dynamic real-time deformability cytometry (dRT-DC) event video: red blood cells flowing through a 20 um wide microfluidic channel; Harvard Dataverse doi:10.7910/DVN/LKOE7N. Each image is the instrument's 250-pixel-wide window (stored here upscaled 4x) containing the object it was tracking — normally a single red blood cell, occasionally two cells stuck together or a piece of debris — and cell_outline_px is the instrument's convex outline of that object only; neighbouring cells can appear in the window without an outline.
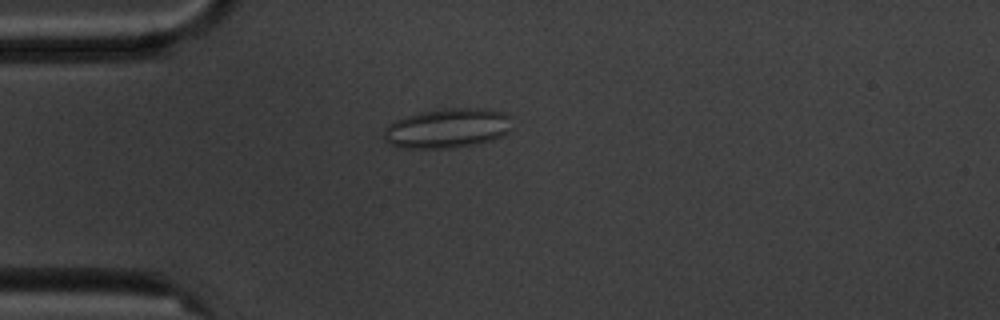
{"species": "common noctule bat (a hibernating species)", "species_latin": "Nyctalus noctula", "temperature_condition": "cold", "stored_images_in_passage": 10, "camera_frame_rate_fps": 3000, "um_per_image_px": 0.085, "animal": {"sex": "male", "body_mass_g": 20.1, "forearm_length_mm": 53.5}, "frame": {"image": 1, "passage_image": 4, "time_ms": 3.667, "image_size_px": [1000, 320], "cell_outline_px": [[512, 116], [508, 132], [492, 140], [476, 144], [452, 148], [400, 148], [388, 144], [384, 140], [384, 128], [396, 120], [408, 116], [424, 112], [452, 108], [484, 108], [504, 112]], "centroid_in_image_um": [38.04, 10.91], "position_along_channel_um": 47.0, "area_um2": 29.54}}
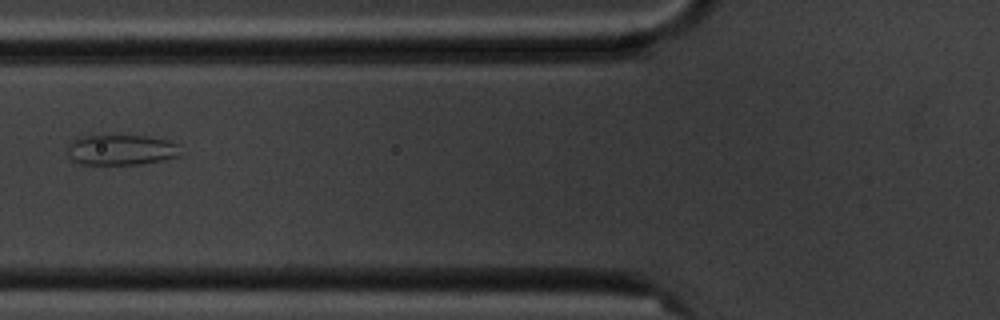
{"frame": {"image": 2, "passage_image": 6, "time_ms": 6.0, "image_size_px": [1000, 320], "cell_outline_px": [[180, 156], [164, 160], [140, 164], [80, 164], [72, 160], [68, 156], [68, 144], [72, 140], [84, 136], [148, 136], [168, 140], [180, 144]], "centroid_in_image_um": [10.33, 12.74], "position_along_channel_um": 115.5, "area_um2": 20.17}}
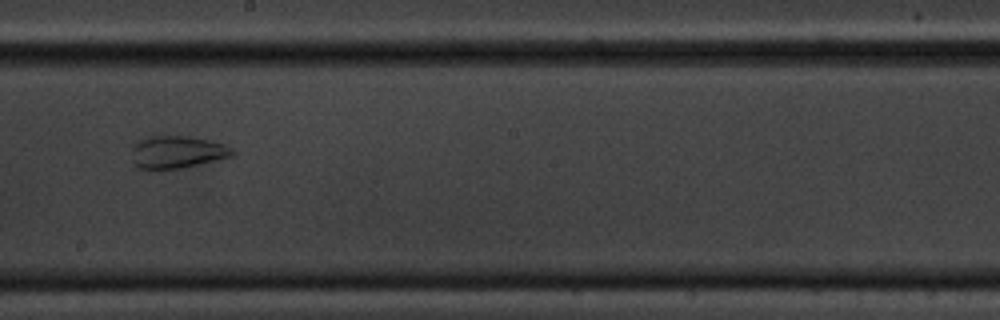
{"frame": {"image": 3, "passage_image": 9, "time_ms": 9.333, "image_size_px": [1000, 320], "cell_outline_px": [[236, 152], [232, 156], [216, 160], [180, 168], [140, 168], [132, 160], [132, 148], [140, 140], [148, 136], [188, 136], [208, 140], [224, 144], [232, 148]], "centroid_in_image_um": [15.08, 12.91], "position_along_channel_um": 233.1, "area_um2": 18.67}}